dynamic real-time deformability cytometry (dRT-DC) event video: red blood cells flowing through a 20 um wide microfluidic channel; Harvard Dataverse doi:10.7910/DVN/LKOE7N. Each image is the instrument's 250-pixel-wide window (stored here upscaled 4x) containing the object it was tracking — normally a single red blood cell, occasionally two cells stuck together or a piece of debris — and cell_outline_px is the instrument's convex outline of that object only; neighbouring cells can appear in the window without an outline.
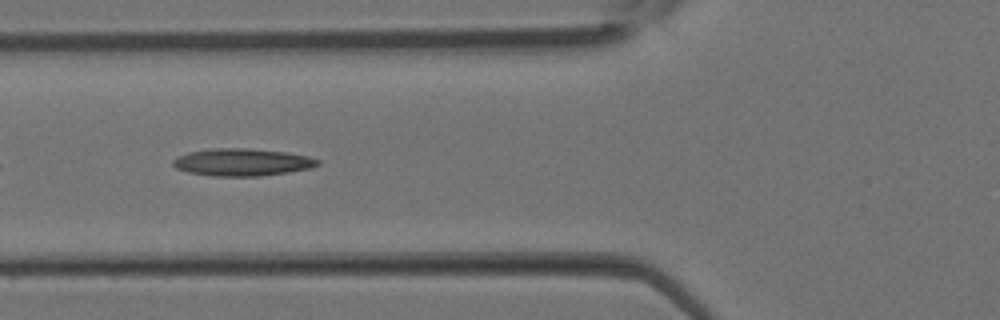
{"species": "Egyptian fruit bat (a non-hibernating species)", "species_latin": "Rousettus aegyptiacus", "temperature_condition": "room temperature", "stored_images_in_passage": 12, "camera_frame_rate_fps": 3000, "um_per_image_px": 0.085, "animal": {"sex": "female"}, "frame": {"image": 1, "passage_image": 7, "time_ms": 2.0, "image_size_px": [1000, 320], "cell_outline_px": [[320, 164], [312, 168], [288, 172], [260, 176], [212, 176], [188, 172], [176, 168], [172, 164], [172, 160], [176, 156], [188, 152], [212, 148], [248, 148], [288, 152], [308, 156], [320, 160]], "centroid_in_image_um": [20.58, 13.78], "position_along_channel_um": 105.2, "area_um2": 23.29}}
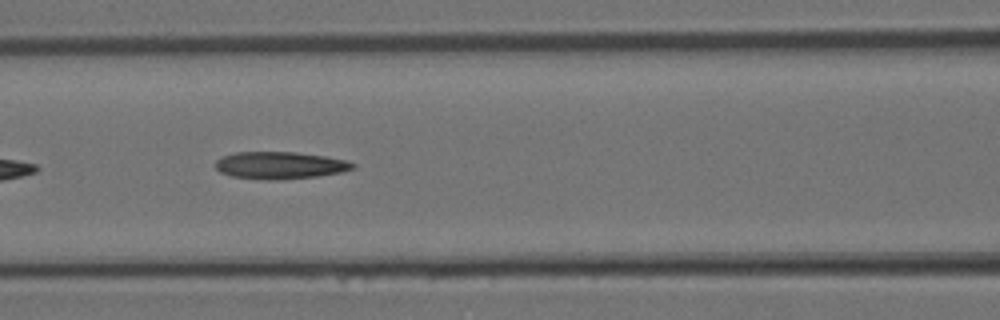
{"frame": {"image": 2, "passage_image": 9, "time_ms": 2.667, "image_size_px": [1000, 320], "cell_outline_px": [[356, 168], [340, 172], [316, 176], [276, 180], [268, 180], [232, 176], [220, 172], [216, 168], [216, 160], [224, 156], [236, 152], [296, 152], [324, 156], [348, 160], [356, 164]], "centroid_in_image_um": [23.82, 14.05], "position_along_channel_um": 142.8, "area_um2": 21.68}}